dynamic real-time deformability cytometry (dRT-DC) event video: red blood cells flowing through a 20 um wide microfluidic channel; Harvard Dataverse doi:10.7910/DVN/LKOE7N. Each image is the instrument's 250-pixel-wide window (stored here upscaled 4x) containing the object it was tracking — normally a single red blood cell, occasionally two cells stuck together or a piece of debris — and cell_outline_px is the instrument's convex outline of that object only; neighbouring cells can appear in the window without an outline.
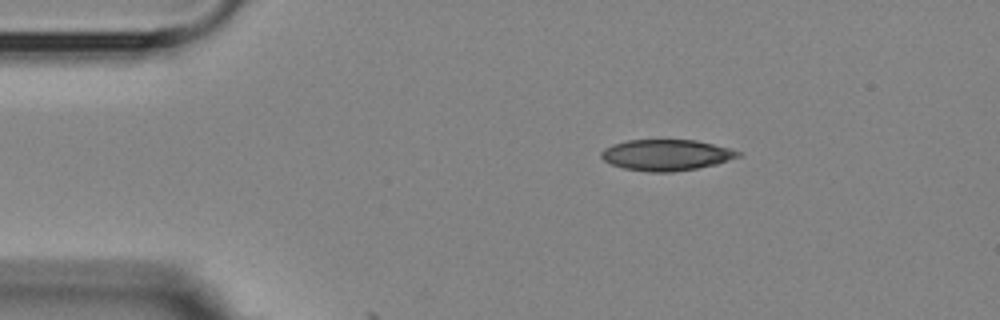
{"species": "Egyptian fruit bat (a non-hibernating species)", "species_latin": "Rousettus aegyptiacus", "temperature_condition": "room temperature", "stored_images_in_passage": 5, "camera_frame_rate_fps": 3000, "um_per_image_px": 0.085, "animal": {"sex": "female"}, "frame": {"image": 1, "passage_image": 5, "time_ms": 5.667, "image_size_px": [1000, 320], "cell_outline_px": [[740, 156], [716, 164], [696, 168], [672, 172], [648, 172], [624, 168], [612, 164], [604, 160], [600, 156], [600, 152], [604, 148], [612, 144], [628, 140], [696, 140], [728, 148], [740, 152]], "centroid_in_image_um": [56.59, 13.17], "position_along_channel_um": 28.4, "area_um2": 24.57}}